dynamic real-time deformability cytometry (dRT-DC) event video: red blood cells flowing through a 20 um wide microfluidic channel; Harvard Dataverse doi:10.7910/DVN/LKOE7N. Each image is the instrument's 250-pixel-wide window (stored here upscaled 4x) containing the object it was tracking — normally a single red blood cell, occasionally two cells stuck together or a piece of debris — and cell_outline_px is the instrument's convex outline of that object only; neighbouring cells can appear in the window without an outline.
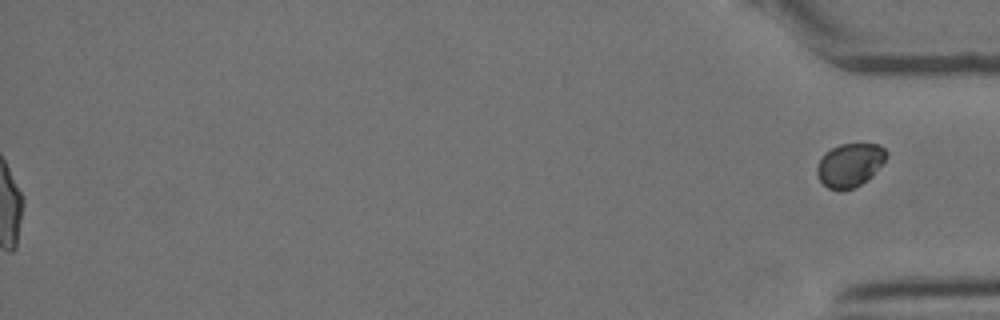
{"species": "Egyptian fruit bat (a non-hibernating species)", "species_latin": "Rousettus aegyptiacus", "temperature_condition": "cold", "stored_images_in_passage": 49, "segment_of_instrument_passage": [2, 2], "camera_frame_rate_fps": 3000, "um_per_image_px": 0.085, "animal": {"sex": "female"}, "frame": {"image": 1, "passage_image": 49, "time_ms": 16.0, "image_size_px": [1000, 320], "cell_outline_px": [[888, 156], [872, 176], [868, 180], [852, 188], [840, 192], [828, 188], [820, 180], [816, 172], [816, 168], [824, 152], [840, 144], [880, 144], [888, 152]], "centroid_in_image_um": [72.24, 14.03], "position_along_channel_um": 363.0, "area_um2": 17.74}}